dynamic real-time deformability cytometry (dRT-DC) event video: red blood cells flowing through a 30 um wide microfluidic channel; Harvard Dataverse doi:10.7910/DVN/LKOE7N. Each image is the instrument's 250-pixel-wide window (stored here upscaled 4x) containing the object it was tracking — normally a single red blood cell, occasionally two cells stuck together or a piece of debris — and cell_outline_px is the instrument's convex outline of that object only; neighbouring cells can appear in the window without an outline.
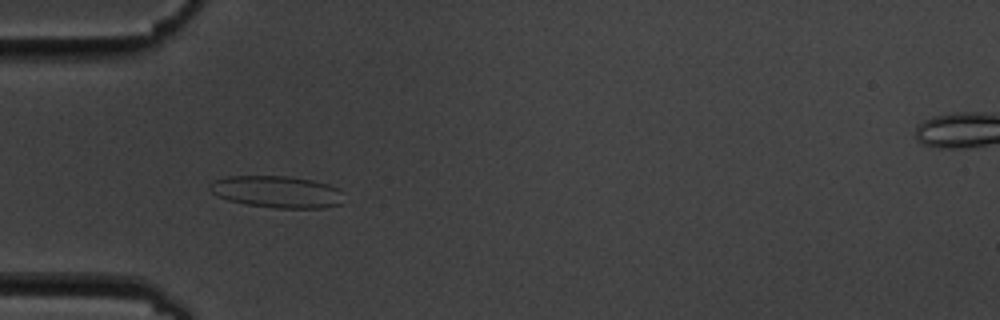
{"species": "common noctule bat (a hibernating species)", "species_latin": "Nyctalus noctula", "temperature_condition": "cold", "stored_images_in_passage": 7, "camera_frame_rate_fps": 3000, "um_per_image_px": 0.085, "animal": {"sex": "male", "body_mass_g": 19.5, "forearm_length_mm": 54.6}, "frame": {"image": 1, "passage_image": 6, "time_ms": 5.667, "image_size_px": [1000, 320], "cell_outline_px": [[340, 204], [324, 208], [276, 208], [244, 204], [228, 200], [216, 196], [208, 188], [208, 184], [212, 180], [228, 176], [288, 176], [312, 180], [328, 184], [340, 188]], "centroid_in_image_um": [23.47, 16.3], "position_along_channel_um": 61.5, "area_um2": 25.03}}